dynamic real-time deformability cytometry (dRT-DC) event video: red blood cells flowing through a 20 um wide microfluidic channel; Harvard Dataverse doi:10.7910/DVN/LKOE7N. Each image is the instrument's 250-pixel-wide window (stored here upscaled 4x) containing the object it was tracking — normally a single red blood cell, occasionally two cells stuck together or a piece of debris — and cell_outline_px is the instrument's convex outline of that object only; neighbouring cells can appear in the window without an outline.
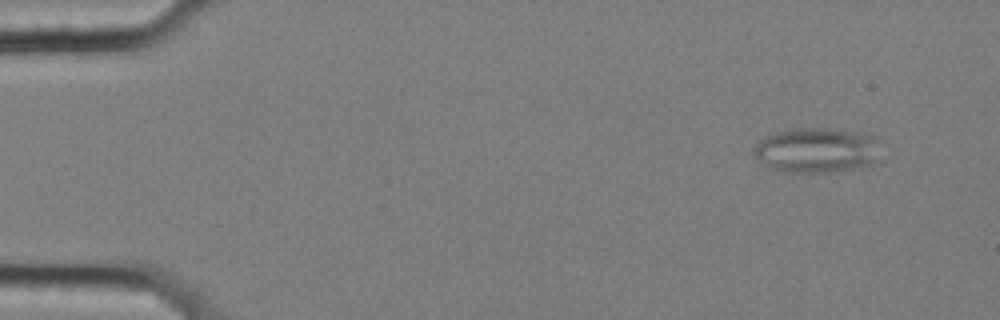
{"species": "common noctule bat (a hibernating species)", "species_latin": "Nyctalus noctula", "temperature_condition": "cold", "stored_images_in_passage": 58, "segment_of_instrument_passage": [1, 2], "camera_frame_rate_fps": 3000, "um_per_image_px": 0.085, "animal": {"sex": "female", "body_mass_g": 25.1}, "frame": {"image": 1, "passage_image": 5, "time_ms": 1.333, "image_size_px": [1000, 320], "cell_outline_px": [[880, 140], [876, 160], [872, 164], [852, 168], [824, 172], [780, 172], [768, 168], [756, 156], [756, 144], [760, 140], [776, 132], [792, 128], [828, 128], [864, 132], [876, 136]], "centroid_in_image_um": [69.46, 12.75], "position_along_channel_um": 15.5, "area_um2": 33.29}}